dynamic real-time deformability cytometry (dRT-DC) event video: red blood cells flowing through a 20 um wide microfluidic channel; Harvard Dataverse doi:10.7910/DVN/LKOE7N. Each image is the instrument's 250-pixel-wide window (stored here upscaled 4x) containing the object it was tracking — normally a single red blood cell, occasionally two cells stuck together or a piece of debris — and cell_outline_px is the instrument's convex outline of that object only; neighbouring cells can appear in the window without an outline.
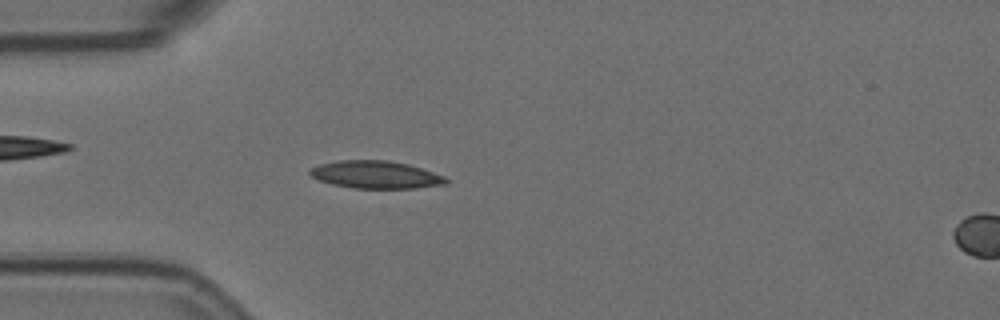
{"species": "Egyptian fruit bat (a non-hibernating species)", "species_latin": "Rousettus aegyptiacus", "temperature_condition": "room temperature", "stored_images_in_passage": 56, "camera_frame_rate_fps": 3000, "um_per_image_px": 0.085, "animal": {"sex": "female"}, "frame": {"image": 1, "passage_image": 15, "time_ms": 4.667, "image_size_px": [1000, 320], "cell_outline_px": [[448, 184], [416, 188], [356, 188], [332, 184], [320, 180], [312, 176], [308, 172], [312, 168], [320, 164], [336, 160], [388, 160], [408, 164], [444, 176], [448, 180]], "centroid_in_image_um": [31.95, 14.84], "position_along_channel_um": 53.1, "area_um2": 21.73}}
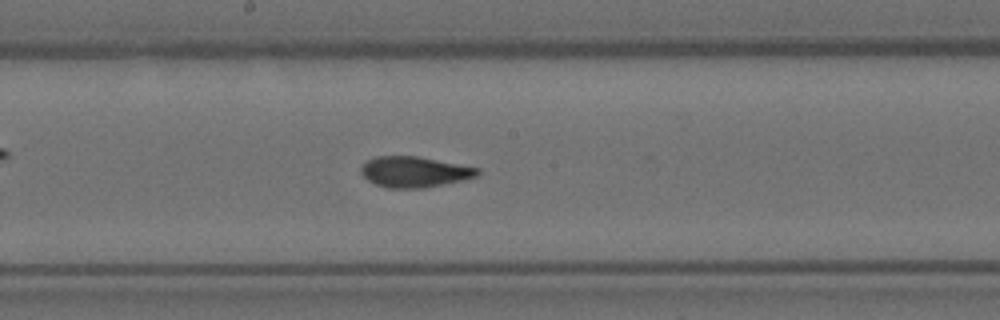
{"frame": {"image": 2, "passage_image": 29, "time_ms": 9.333, "image_size_px": [1000, 320], "cell_outline_px": [[480, 172], [476, 176], [464, 180], [424, 188], [388, 188], [376, 184], [368, 180], [360, 172], [360, 168], [368, 160], [376, 156], [416, 156], [480, 168]], "centroid_in_image_um": [35.23, 14.61], "position_along_channel_um": 213.0, "area_um2": 20.75}}
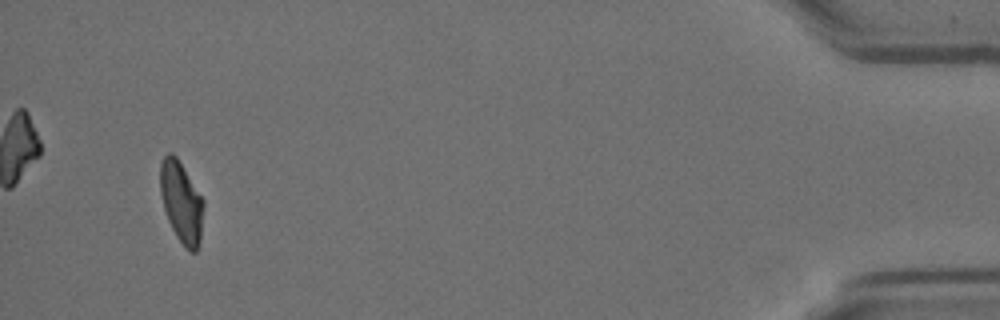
{"frame": {"image": 3, "passage_image": 53, "time_ms": 17.333, "image_size_px": [1000, 320], "cell_outline_px": [[204, 204], [200, 240], [196, 252], [192, 252], [184, 248], [176, 236], [168, 220], [164, 208], [160, 192], [160, 160], [168, 152], [172, 152], [176, 156], [204, 200]], "centroid_in_image_um": [15.41, 17.18], "position_along_channel_um": 419.8, "area_um2": 20.52}, "authors_computed_cell_mechanics": {"area_um2": 20.7502, "velocity_mm_per_s": 3.5609, "shape_relaxation_time_tau1_ms": 9.5702, "shape_relaxation_time_tau2_ms": 1.9267, "deformation_change_tau1": 0.2407, "deformation_change_tau2": 0.0749}}